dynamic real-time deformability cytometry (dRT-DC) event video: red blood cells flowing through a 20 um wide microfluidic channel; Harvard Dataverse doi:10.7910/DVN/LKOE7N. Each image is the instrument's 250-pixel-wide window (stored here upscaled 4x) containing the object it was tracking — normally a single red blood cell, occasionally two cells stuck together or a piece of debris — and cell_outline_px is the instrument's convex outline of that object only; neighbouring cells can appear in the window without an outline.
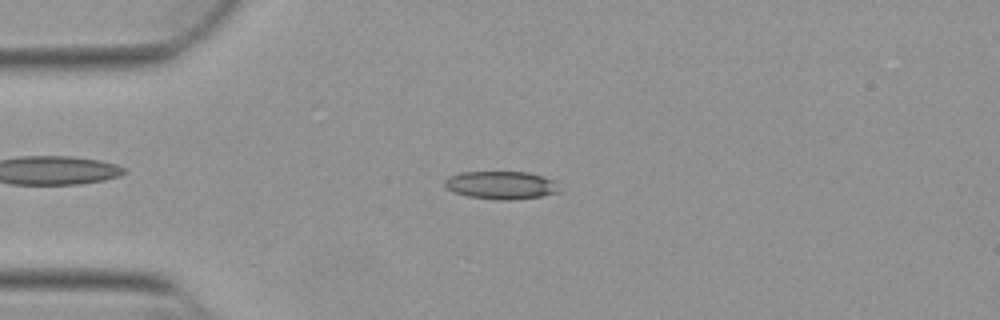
{"species": "Egyptian fruit bat (a non-hibernating species)", "species_latin": "Rousettus aegyptiacus", "temperature_condition": "warm", "stored_images_in_passage": 27, "camera_frame_rate_fps": 3000, "um_per_image_px": 0.085, "animal": {"sex": "female"}, "frame": {"image": 1, "passage_image": 12, "time_ms": 3.667, "image_size_px": [1000, 320], "cell_outline_px": [[560, 192], [540, 196], [512, 200], [496, 200], [468, 196], [456, 192], [448, 188], [444, 184], [444, 180], [448, 176], [460, 172], [528, 172], [544, 176], [556, 180]], "centroid_in_image_um": [42.63, 15.73], "position_along_channel_um": 42.4, "area_um2": 18.79}}
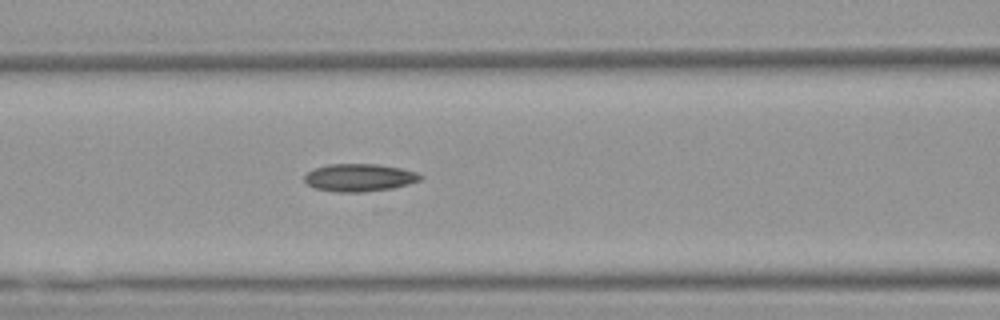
{"frame": {"image": 2, "passage_image": 21, "time_ms": 6.667, "image_size_px": [1000, 320], "cell_outline_px": [[424, 176], [420, 180], [408, 184], [392, 188], [364, 192], [336, 192], [316, 188], [308, 184], [304, 180], [304, 176], [312, 168], [328, 164], [376, 164], [400, 168], [416, 172]], "centroid_in_image_um": [30.53, 15.09], "position_along_channel_um": 136.1, "area_um2": 18.67}}
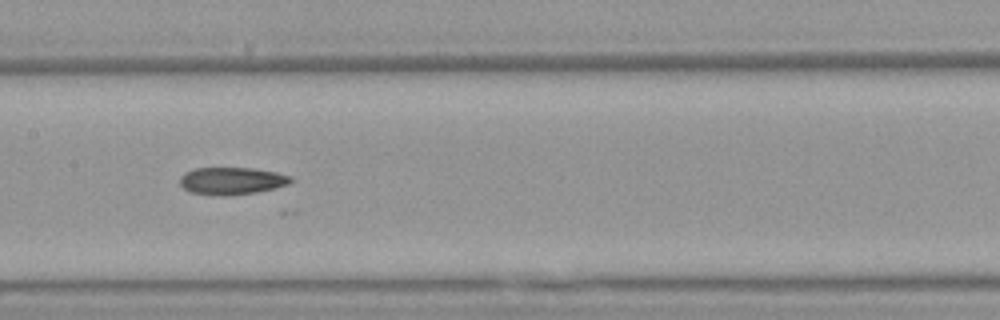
{"frame": {"image": 3, "passage_image": 25, "time_ms": 8.0, "image_size_px": [1000, 320], "cell_outline_px": [[292, 180], [288, 184], [256, 192], [224, 196], [220, 196], [188, 192], [180, 184], [180, 176], [184, 172], [196, 168], [252, 168], [276, 172], [292, 176]], "centroid_in_image_um": [19.66, 15.37], "position_along_channel_um": 187.7, "area_um2": 17.63}}